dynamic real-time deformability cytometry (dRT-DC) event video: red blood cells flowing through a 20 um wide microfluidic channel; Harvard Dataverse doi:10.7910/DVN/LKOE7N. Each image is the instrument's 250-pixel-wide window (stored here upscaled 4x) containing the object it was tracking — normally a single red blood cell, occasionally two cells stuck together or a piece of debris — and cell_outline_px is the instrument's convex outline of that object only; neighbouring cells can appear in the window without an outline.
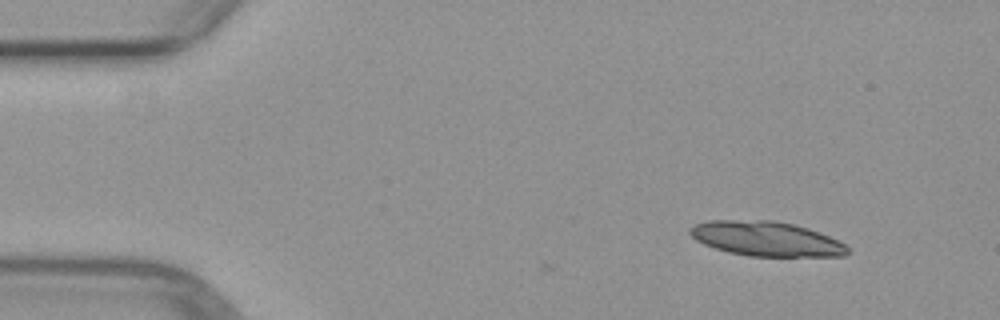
{"species": "common noctule bat (a hibernating species)", "species_latin": "Nyctalus noctula", "temperature_condition": "warm", "stored_images_in_passage": 5, "segment_of_instrument_passage": [1, 2], "camera_frame_rate_fps": 3000, "um_per_image_px": 0.085, "animal": {"sex": "female", "body_mass_g": 29.2, "forearm_length_mm": 56.3}, "frame": {"image": 1, "passage_image": 1, "time_ms": 0.0, "image_size_px": [1000, 320], "cell_outline_px": [[848, 252], [844, 256], [748, 256], [728, 252], [704, 244], [696, 240], [688, 232], [688, 228], [692, 224], [708, 220], [772, 220], [796, 224], [820, 232], [844, 244], [848, 248]], "centroid_in_image_um": [65.08, 20.28], "position_along_channel_um": 19.9, "area_um2": 31.91}}